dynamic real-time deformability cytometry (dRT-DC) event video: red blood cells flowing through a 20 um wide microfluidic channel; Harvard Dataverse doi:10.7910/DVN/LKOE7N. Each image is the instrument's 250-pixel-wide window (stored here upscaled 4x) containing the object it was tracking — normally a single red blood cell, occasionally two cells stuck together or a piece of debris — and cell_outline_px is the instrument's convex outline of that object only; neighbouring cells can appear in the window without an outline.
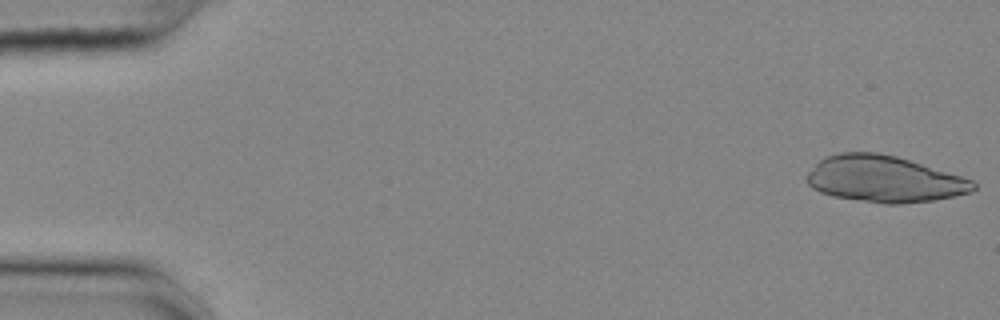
{"species": "common noctule bat (a hibernating species)", "species_latin": "Nyctalus noctula", "temperature_condition": "cold", "stored_images_in_passage": 53, "segment_of_instrument_passage": [1, 2], "camera_frame_rate_fps": 3000, "um_per_image_px": 0.085, "animal": {"sex": "female", "body_mass_g": 25.1}, "frame": {"image": 1, "passage_image": 1, "time_ms": 0.0, "image_size_px": [1000, 320], "cell_outline_px": [[976, 188], [972, 192], [956, 196], [932, 200], [900, 204], [884, 204], [832, 196], [820, 192], [812, 188], [804, 180], [804, 176], [824, 156], [836, 152], [880, 152], [896, 156], [960, 176], [972, 180], [976, 184]], "centroid_in_image_um": [75.1, 15.22], "position_along_channel_um": 9.9, "area_um2": 45.2}}